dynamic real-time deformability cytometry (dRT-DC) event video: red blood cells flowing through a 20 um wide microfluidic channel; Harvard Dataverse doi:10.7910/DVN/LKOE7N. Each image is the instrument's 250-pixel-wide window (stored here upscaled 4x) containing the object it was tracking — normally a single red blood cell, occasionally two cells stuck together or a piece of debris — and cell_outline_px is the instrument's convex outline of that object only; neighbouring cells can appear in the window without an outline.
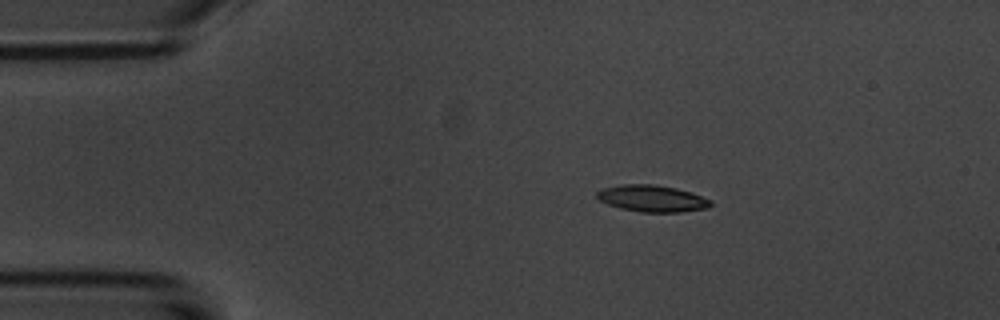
{"species": "common noctule bat (a hibernating species)", "species_latin": "Nyctalus noctula", "temperature_condition": "room temperature", "stored_images_in_passage": 7, "camera_frame_rate_fps": 3000, "um_per_image_px": 0.085, "animal": {"sex": "male", "body_mass_g": 20.1, "forearm_length_mm": 53.5}, "frame": {"image": 1, "passage_image": 1, "time_ms": 0.0, "image_size_px": [1000, 320], "cell_outline_px": [[712, 204], [708, 208], [680, 212], [640, 212], [620, 208], [608, 204], [600, 200], [596, 196], [596, 192], [600, 188], [624, 184], [652, 184], [676, 188], [692, 192], [712, 200]], "centroid_in_image_um": [55.43, 16.87], "position_along_channel_um": 29.6, "area_um2": 17.8}}
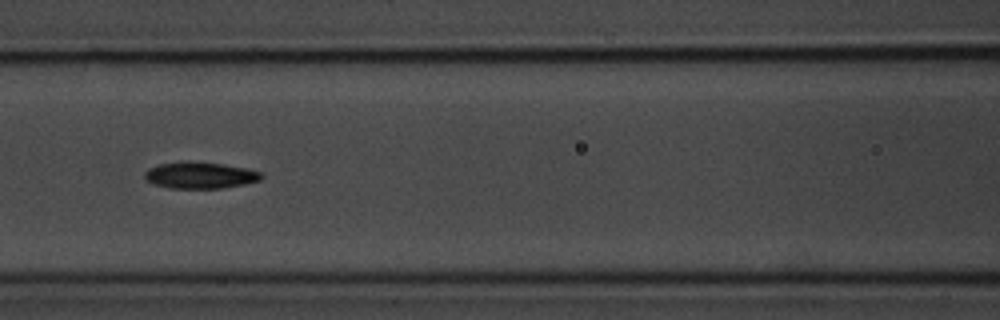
{"frame": {"image": 2, "passage_image": 5, "time_ms": 4.667, "image_size_px": [1000, 320], "cell_outline_px": [[264, 176], [260, 180], [244, 184], [224, 188], [168, 188], [152, 184], [144, 180], [144, 172], [148, 168], [160, 164], [188, 160], [220, 164], [244, 168], [260, 172]], "centroid_in_image_um": [16.94, 14.9], "position_along_channel_um": 149.7, "area_um2": 18.15}}
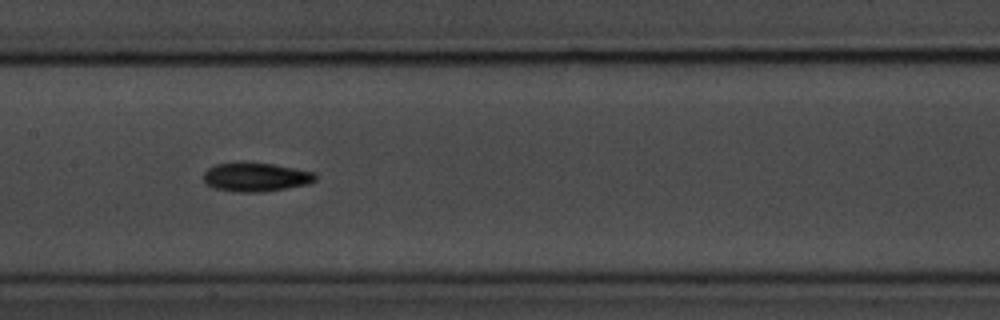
{"frame": {"image": 3, "passage_image": 6, "time_ms": 5.667, "image_size_px": [1000, 320], "cell_outline_px": [[316, 180], [308, 184], [260, 192], [240, 192], [216, 188], [208, 184], [204, 180], [204, 172], [208, 168], [216, 164], [272, 164], [316, 172]], "centroid_in_image_um": [21.79, 15.07], "position_along_channel_um": 185.6, "area_um2": 18.15}}